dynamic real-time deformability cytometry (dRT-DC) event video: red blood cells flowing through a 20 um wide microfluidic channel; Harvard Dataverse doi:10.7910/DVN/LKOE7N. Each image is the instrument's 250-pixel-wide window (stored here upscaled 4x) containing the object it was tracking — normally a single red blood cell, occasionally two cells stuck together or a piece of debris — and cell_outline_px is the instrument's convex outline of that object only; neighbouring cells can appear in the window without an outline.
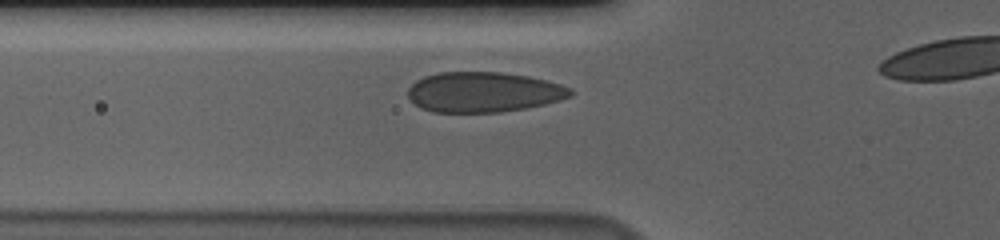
{"species": "human", "species_latin": "Homo sapiens", "temperature_condition": "cold", "stored_images_in_passage": 29, "camera_frame_rate_fps": 3000, "um_per_image_px": 0.085, "donor": {"sex": "male"}, "frame": {"image": 1, "passage_image": 2, "time_ms": 0.333, "image_size_px": [1000, 240], "cell_outline_px": [[572, 96], [560, 100], [528, 108], [500, 112], [432, 112], [420, 108], [408, 96], [408, 88], [416, 80], [424, 76], [440, 72], [500, 72], [528, 76], [560, 84], [572, 88]], "centroid_in_image_um": [41.1, 7.83], "position_along_channel_um": 84.7, "area_um2": 38.15}}
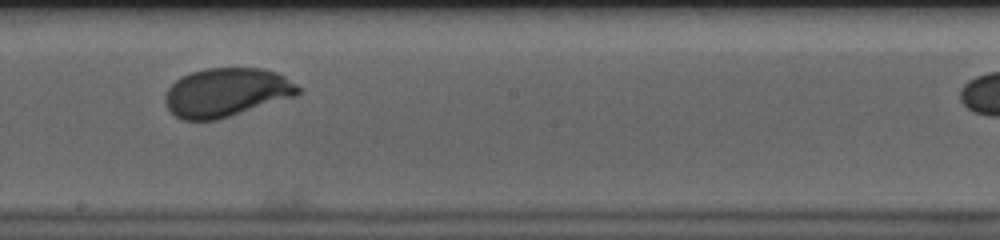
{"frame": {"image": 2, "passage_image": 14, "time_ms": 4.333, "image_size_px": [1000, 240], "cell_outline_px": [[300, 92], [296, 96], [216, 120], [184, 120], [176, 116], [168, 108], [164, 100], [164, 96], [168, 88], [180, 76], [204, 68], [264, 68], [276, 72], [284, 76], [296, 84], [300, 88]], "centroid_in_image_um": [19.23, 7.84], "position_along_channel_um": 229.0, "area_um2": 37.69}}
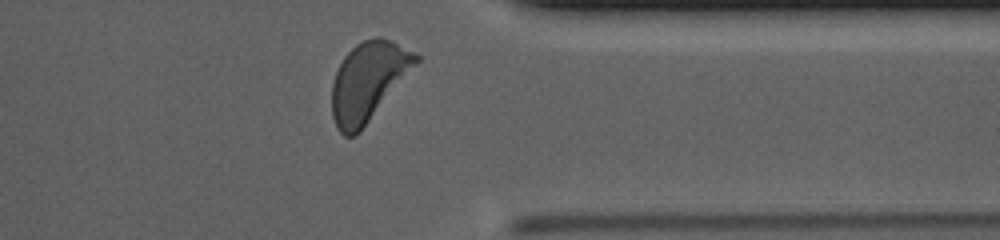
{"frame": {"image": 3, "passage_image": 27, "time_ms": 8.667, "image_size_px": [1000, 240], "cell_outline_px": [[420, 60], [360, 132], [356, 136], [344, 136], [336, 128], [332, 116], [332, 84], [336, 72], [344, 56], [356, 44], [364, 40], [376, 36], [380, 36], [416, 52], [420, 56]], "centroid_in_image_um": [31.29, 6.92], "position_along_channel_um": 380.1, "area_um2": 38.38}, "authors_computed_cell_mechanics": {"area_um2": 37.281, "velocity_mm_per_s": 3.6064, "shape_relaxation_time_tau1_ms": 2.524, "shape_relaxation_time_tau2_ms": null, "deformation_change_tau1": 0.1176, "deformation_change_tau2": null}}